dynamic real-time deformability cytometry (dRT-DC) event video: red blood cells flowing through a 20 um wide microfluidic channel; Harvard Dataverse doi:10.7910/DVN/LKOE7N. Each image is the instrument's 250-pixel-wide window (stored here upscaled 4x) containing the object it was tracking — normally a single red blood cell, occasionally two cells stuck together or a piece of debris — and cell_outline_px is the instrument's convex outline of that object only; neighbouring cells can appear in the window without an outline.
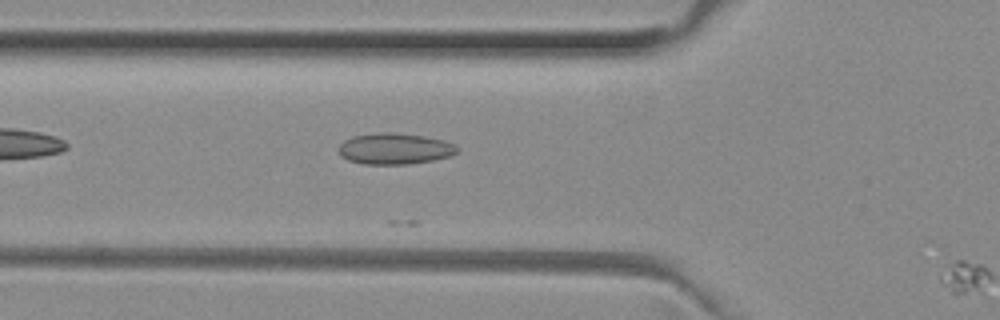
{"species": "common noctule bat (a hibernating species)", "species_latin": "Nyctalus noctula", "temperature_condition": "room temperature", "stored_images_in_passage": 5, "camera_frame_rate_fps": 3000, "um_per_image_px": 0.085, "animal": {"sex": "female", "body_mass_g": 29.2, "forearm_length_mm": 56.3}, "frame": {"image": 1, "passage_image": 4, "time_ms": 1.0, "image_size_px": [1000, 320], "cell_outline_px": [[460, 148], [452, 156], [432, 160], [408, 164], [364, 164], [348, 160], [340, 156], [340, 144], [344, 140], [352, 136], [384, 132], [392, 132], [424, 136], [444, 140]], "centroid_in_image_um": [33.56, 12.64], "position_along_channel_um": 92.2, "area_um2": 21.44}}